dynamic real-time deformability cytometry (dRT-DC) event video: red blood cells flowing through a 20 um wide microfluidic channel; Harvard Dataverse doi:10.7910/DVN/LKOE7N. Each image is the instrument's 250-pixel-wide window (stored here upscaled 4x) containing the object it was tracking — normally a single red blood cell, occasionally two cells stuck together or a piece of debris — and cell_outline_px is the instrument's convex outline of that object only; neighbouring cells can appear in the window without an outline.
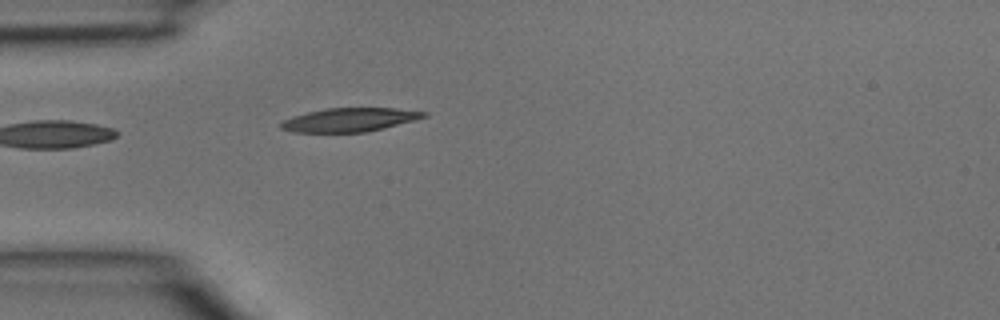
{"species": "common noctule bat (a hibernating species)", "species_latin": "Nyctalus noctula", "temperature_condition": "room temperature", "stored_images_in_passage": 4, "camera_frame_rate_fps": 3000, "um_per_image_px": 0.085, "animal": {"sex": "male", "body_mass_g": 15.6}, "frame": {"image": 1, "passage_image": 4, "time_ms": 1.0, "image_size_px": [1000, 320], "cell_outline_px": [[428, 116], [416, 120], [384, 128], [364, 132], [292, 132], [280, 128], [280, 124], [284, 120], [292, 116], [324, 108], [396, 108], [428, 112]], "centroid_in_image_um": [29.74, 10.18], "position_along_channel_um": 55.3, "area_um2": 19.77}}